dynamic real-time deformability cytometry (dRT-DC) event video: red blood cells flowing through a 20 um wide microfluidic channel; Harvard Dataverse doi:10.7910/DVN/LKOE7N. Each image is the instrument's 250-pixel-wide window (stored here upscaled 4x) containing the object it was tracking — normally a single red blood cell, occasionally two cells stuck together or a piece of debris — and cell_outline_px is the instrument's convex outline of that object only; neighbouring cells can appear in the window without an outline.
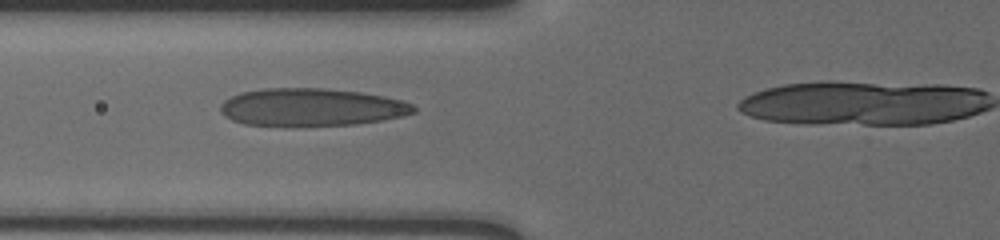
{"species": "human", "species_latin": "Homo sapiens", "temperature_condition": "cold", "stored_images_in_passage": 46, "camera_frame_rate_fps": 3000, "um_per_image_px": 0.085, "donor": {"sex": "male"}, "frame": {"image": 1, "passage_image": 19, "time_ms": 6.0, "image_size_px": [1000, 240], "cell_outline_px": [[416, 112], [400, 116], [380, 120], [356, 124], [244, 124], [232, 120], [220, 112], [220, 104], [224, 100], [240, 92], [264, 88], [324, 88], [360, 92], [384, 96], [400, 100], [412, 104], [416, 108]], "centroid_in_image_um": [26.46, 9.08], "position_along_channel_um": 99.3, "area_um2": 41.62}}
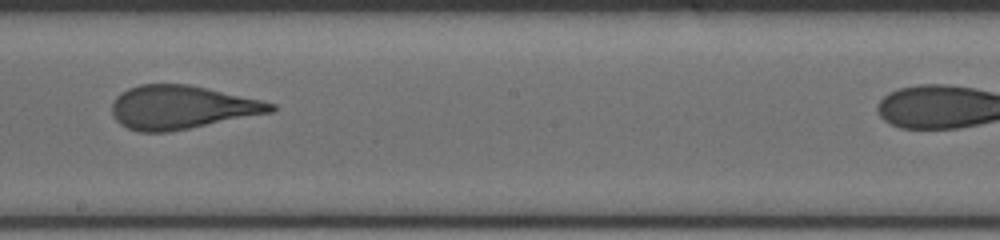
{"frame": {"image": 2, "passage_image": 30, "time_ms": 9.667, "image_size_px": [1000, 240], "cell_outline_px": [[276, 108], [272, 112], [168, 132], [140, 132], [128, 128], [120, 124], [112, 116], [112, 104], [116, 96], [128, 88], [140, 84], [188, 84], [260, 100], [276, 104]], "centroid_in_image_um": [15.39, 9.12], "position_along_channel_um": 232.8, "area_um2": 39.94}}
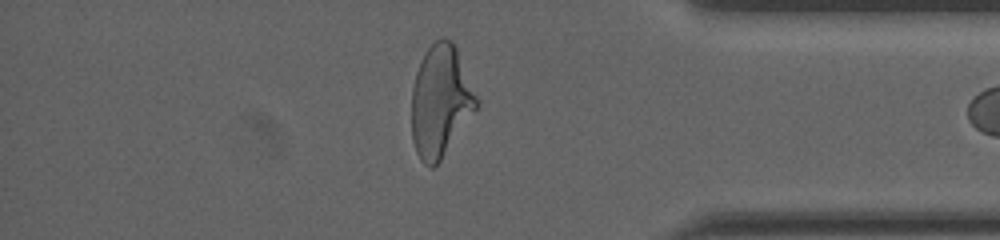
{"frame": {"image": 3, "passage_image": 45, "time_ms": 14.667, "image_size_px": [1000, 240], "cell_outline_px": [[480, 100], [476, 108], [440, 160], [432, 168], [428, 168], [420, 160], [416, 152], [412, 140], [412, 88], [416, 72], [424, 52], [436, 40], [444, 36], [452, 40], [456, 44]], "centroid_in_image_um": [37.45, 8.55], "position_along_channel_um": 397.8, "area_um2": 42.43}}